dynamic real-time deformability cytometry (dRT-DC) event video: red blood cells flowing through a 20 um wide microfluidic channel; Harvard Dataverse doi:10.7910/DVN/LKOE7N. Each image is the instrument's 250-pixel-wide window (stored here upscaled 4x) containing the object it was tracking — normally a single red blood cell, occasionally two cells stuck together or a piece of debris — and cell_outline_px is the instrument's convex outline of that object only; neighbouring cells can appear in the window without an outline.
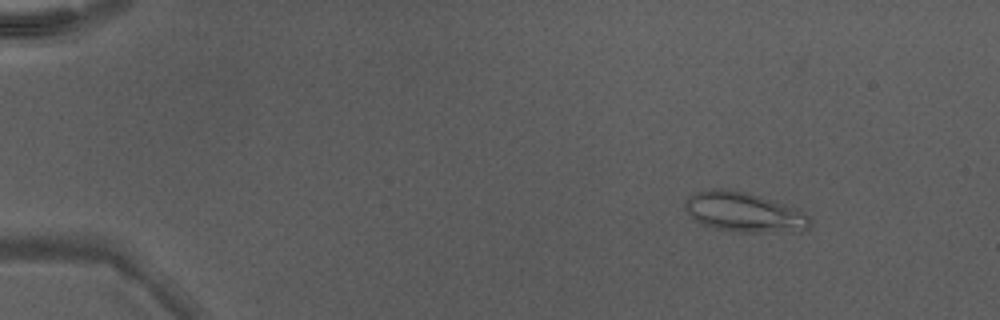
{"species": "Egyptian fruit bat (a non-hibernating species)", "species_latin": "Rousettus aegyptiacus", "temperature_condition": "warm", "stored_images_in_passage": 47, "camera_frame_rate_fps": 3000, "um_per_image_px": 0.085, "animal": {"sex": "male"}, "frame": {"image": 1, "passage_image": 5, "time_ms": 1.333, "image_size_px": [1000, 320], "cell_outline_px": [[808, 228], [804, 232], [740, 232], [716, 228], [704, 224], [688, 216], [684, 208], [684, 204], [688, 196], [696, 192], [712, 188], [720, 188], [744, 192], [804, 212], [808, 216]], "centroid_in_image_um": [63.18, 18.05], "position_along_channel_um": 21.8, "area_um2": 28.44}}
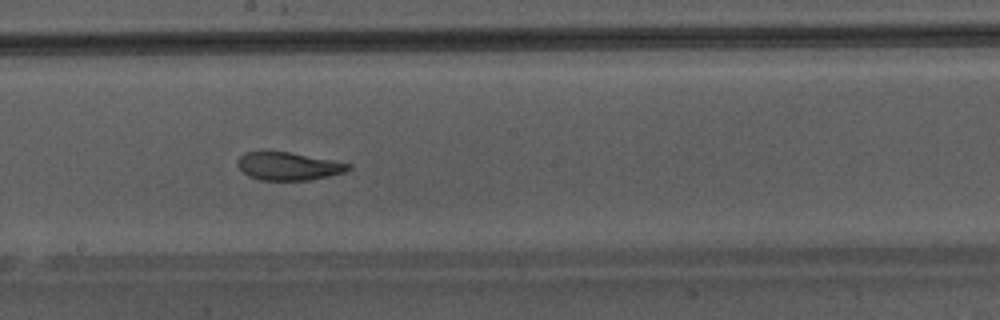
{"frame": {"image": 2, "passage_image": 27, "time_ms": 8.667, "image_size_px": [1000, 320], "cell_outline_px": [[352, 168], [344, 172], [328, 176], [308, 180], [260, 180], [248, 176], [236, 164], [236, 160], [244, 152], [288, 152], [332, 160], [352, 164]], "centroid_in_image_um": [24.5, 14.13], "position_along_channel_um": 223.7, "area_um2": 17.92}}
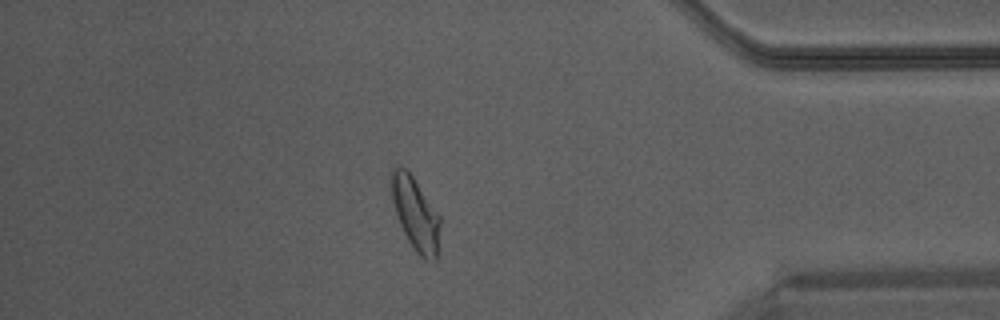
{"frame": {"image": 3, "passage_image": 41, "time_ms": 13.333, "image_size_px": [1000, 320], "cell_outline_px": [[440, 224], [436, 260], [424, 260], [416, 252], [408, 240], [396, 216], [392, 200], [392, 168], [404, 168], [412, 176], [440, 216]], "centroid_in_image_um": [35.32, 18.22], "position_along_channel_um": 399.9, "area_um2": 20.17}}